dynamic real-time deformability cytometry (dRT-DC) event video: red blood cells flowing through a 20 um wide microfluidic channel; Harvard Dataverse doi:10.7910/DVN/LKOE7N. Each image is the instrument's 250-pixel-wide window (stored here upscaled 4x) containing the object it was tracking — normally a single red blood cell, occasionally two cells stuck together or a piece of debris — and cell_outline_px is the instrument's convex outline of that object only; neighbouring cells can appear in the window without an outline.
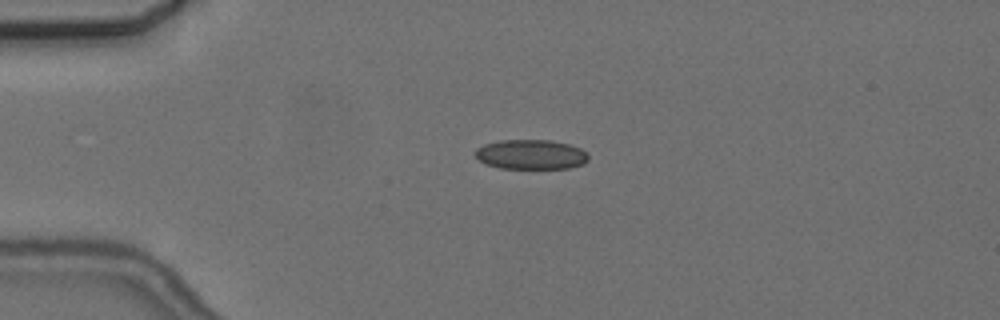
{"species": "common noctule bat (a hibernating species)", "species_latin": "Nyctalus noctula", "temperature_condition": "cold", "stored_images_in_passage": 6, "camera_frame_rate_fps": 3000, "um_per_image_px": 0.085, "animal": {"sex": "female", "body_mass_g": 24.6, "forearm_length_mm": 56.2}, "frame": {"image": 1, "passage_image": 3, "time_ms": 2.333, "image_size_px": [1000, 320], "cell_outline_px": [[588, 160], [584, 164], [568, 168], [500, 168], [484, 164], [476, 156], [476, 148], [484, 144], [500, 140], [548, 140], [568, 144], [580, 148], [588, 152]], "centroid_in_image_um": [45.14, 13.13], "position_along_channel_um": 39.9, "area_um2": 19.59}}
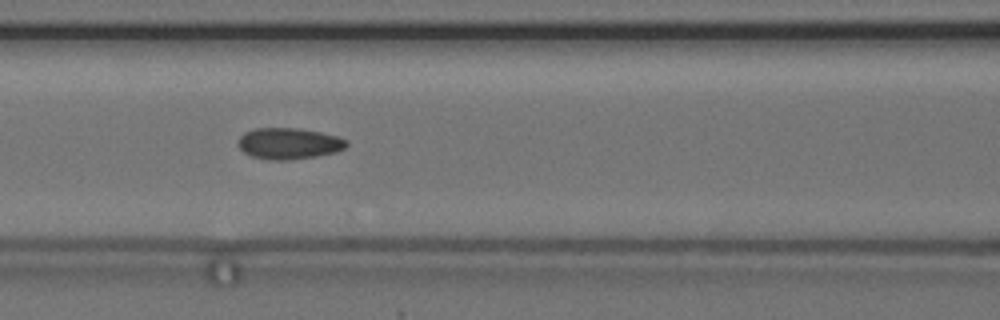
{"frame": {"image": 2, "passage_image": 6, "time_ms": 6.0, "image_size_px": [1000, 320], "cell_outline_px": [[348, 144], [344, 148], [336, 152], [316, 156], [288, 160], [268, 160], [252, 156], [244, 152], [240, 148], [240, 136], [244, 132], [256, 128], [296, 128], [320, 132], [336, 136], [348, 140]], "centroid_in_image_um": [24.57, 12.2], "position_along_channel_um": 142.0, "area_um2": 19.59}}